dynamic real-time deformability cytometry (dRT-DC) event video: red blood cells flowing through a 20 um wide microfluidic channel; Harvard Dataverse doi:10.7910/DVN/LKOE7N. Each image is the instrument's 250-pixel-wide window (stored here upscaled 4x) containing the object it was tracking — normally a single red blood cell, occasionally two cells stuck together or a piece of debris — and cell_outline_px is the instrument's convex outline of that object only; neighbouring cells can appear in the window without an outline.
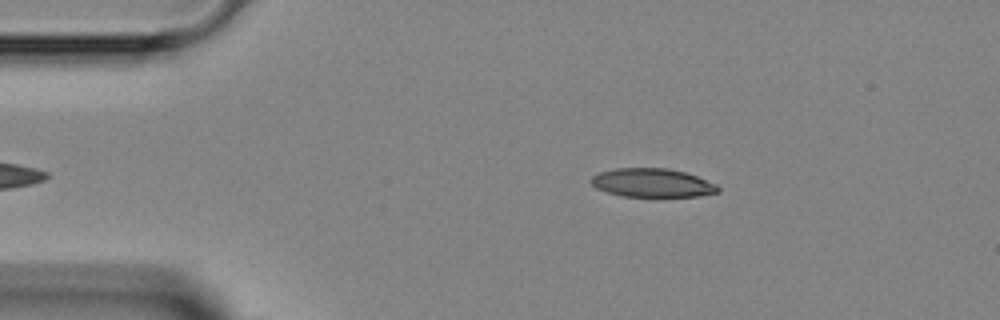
{"species": "Egyptian fruit bat (a non-hibernating species)", "species_latin": "Rousettus aegyptiacus", "temperature_condition": "room temperature", "stored_images_in_passage": 4, "camera_frame_rate_fps": 3000, "um_per_image_px": 0.085, "animal": {"sex": "female"}, "frame": {"image": 1, "passage_image": 4, "time_ms": 4.333, "image_size_px": [1000, 320], "cell_outline_px": [[720, 192], [700, 196], [624, 196], [608, 192], [596, 188], [592, 184], [592, 176], [600, 172], [616, 168], [668, 168], [684, 172], [696, 176], [716, 184], [720, 188]], "centroid_in_image_um": [55.47, 15.54], "position_along_channel_um": 29.5, "area_um2": 20.98}}